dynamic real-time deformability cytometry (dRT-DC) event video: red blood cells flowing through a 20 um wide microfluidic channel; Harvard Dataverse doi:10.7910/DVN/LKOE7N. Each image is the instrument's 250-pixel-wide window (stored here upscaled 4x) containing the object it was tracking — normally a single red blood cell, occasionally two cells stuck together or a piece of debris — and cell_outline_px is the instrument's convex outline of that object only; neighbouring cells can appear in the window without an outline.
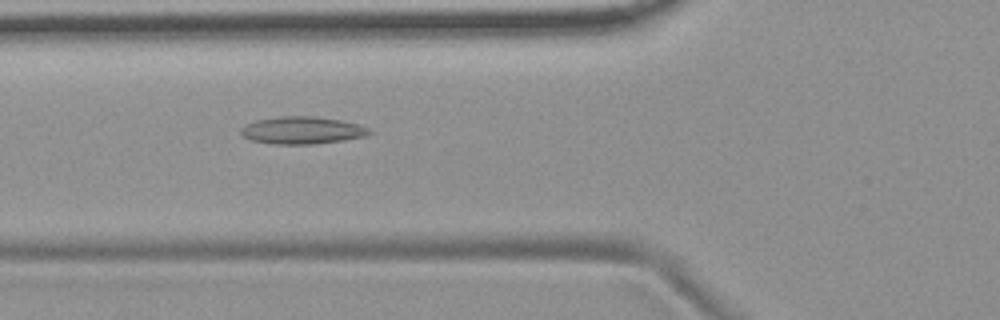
{"species": "common noctule bat (a hibernating species)", "species_latin": "Nyctalus noctula", "temperature_condition": "room temperature", "stored_images_in_passage": 50, "camera_frame_rate_fps": 3000, "um_per_image_px": 0.085, "animal": {"sex": "female", "body_mass_g": 19.9}, "frame": {"image": 1, "passage_image": 16, "time_ms": 5.0, "image_size_px": [1000, 320], "cell_outline_px": [[372, 132], [364, 136], [344, 140], [312, 144], [272, 144], [252, 140], [244, 136], [240, 132], [240, 128], [244, 124], [256, 120], [280, 116], [312, 116], [340, 120], [360, 124], [368, 128]], "centroid_in_image_um": [25.66, 11.07], "position_along_channel_um": 100.1, "area_um2": 20.46}}
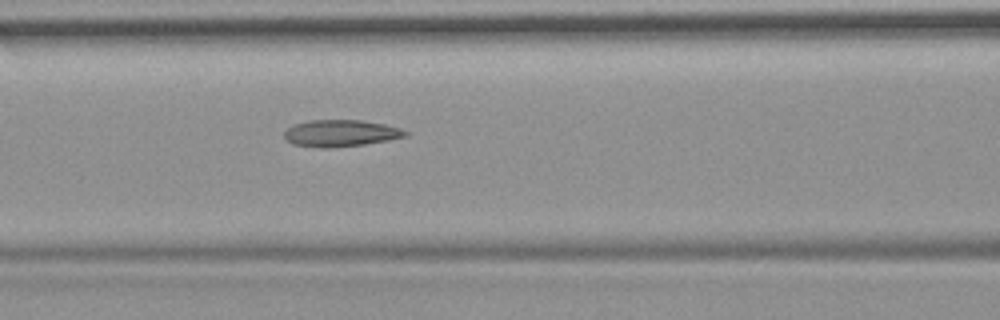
{"frame": {"image": 2, "passage_image": 19, "time_ms": 6.0, "image_size_px": [1000, 320], "cell_outline_px": [[408, 136], [388, 140], [364, 144], [328, 148], [324, 148], [292, 144], [284, 140], [284, 132], [292, 124], [308, 120], [360, 120], [384, 124], [400, 128], [408, 132]], "centroid_in_image_um": [28.92, 11.32], "position_along_channel_um": 137.7, "area_um2": 18.96}}
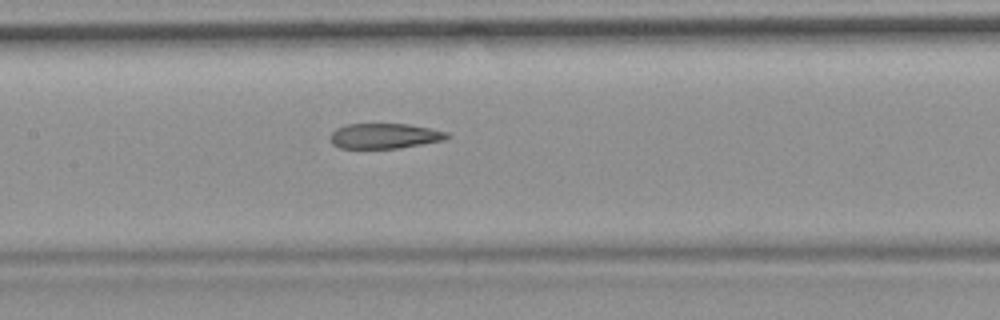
{"frame": {"image": 3, "passage_image": 22, "time_ms": 7.0, "image_size_px": [1000, 320], "cell_outline_px": [[452, 136], [444, 140], [400, 148], [340, 148], [332, 144], [328, 136], [336, 128], [348, 124], [408, 124], [448, 132]], "centroid_in_image_um": [32.67, 11.56], "position_along_channel_um": 174.7, "area_um2": 17.22}, "authors_computed_cell_mechanics": {"area_um2": 19.1318, "velocity_mm_per_s": 3.7219, "shape_relaxation_time_tau1_ms": null, "shape_relaxation_time_tau2_ms": 3.4689, "deformation_change_tau1": null, "deformation_change_tau2": 0.122}}